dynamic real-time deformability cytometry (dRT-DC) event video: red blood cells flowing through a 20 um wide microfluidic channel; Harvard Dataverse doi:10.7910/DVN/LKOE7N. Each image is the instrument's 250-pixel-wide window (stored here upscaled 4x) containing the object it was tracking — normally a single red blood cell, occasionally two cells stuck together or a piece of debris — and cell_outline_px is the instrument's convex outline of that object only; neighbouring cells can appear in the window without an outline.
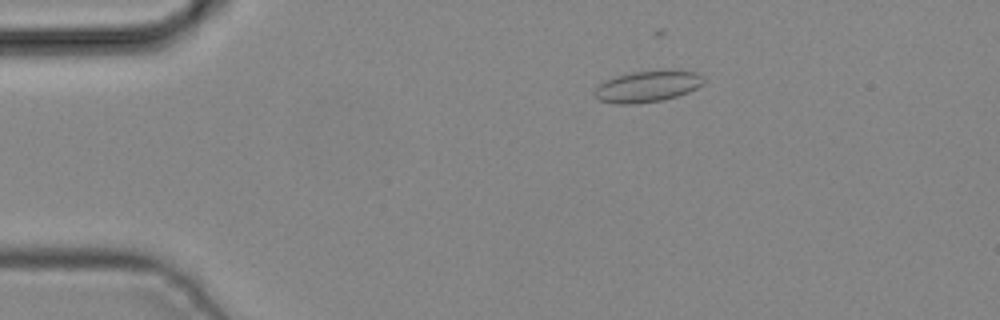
{"species": "common noctule bat (a hibernating species)", "species_latin": "Nyctalus noctula", "temperature_condition": "cold", "stored_images_in_passage": 4, "camera_frame_rate_fps": 3000, "um_per_image_px": 0.085, "animal": {"sex": "male", "body_mass_g": 19.2, "forearm_length_mm": 51.8}, "frame": {"image": 1, "passage_image": 3, "time_ms": 0.667, "image_size_px": [1000, 320], "cell_outline_px": [[704, 84], [688, 92], [664, 100], [632, 104], [616, 104], [600, 100], [592, 96], [596, 88], [604, 80], [616, 76], [632, 72], [672, 68], [696, 72], [704, 76]], "centroid_in_image_um": [55.06, 7.32], "position_along_channel_um": 29.9, "area_um2": 20.4}}